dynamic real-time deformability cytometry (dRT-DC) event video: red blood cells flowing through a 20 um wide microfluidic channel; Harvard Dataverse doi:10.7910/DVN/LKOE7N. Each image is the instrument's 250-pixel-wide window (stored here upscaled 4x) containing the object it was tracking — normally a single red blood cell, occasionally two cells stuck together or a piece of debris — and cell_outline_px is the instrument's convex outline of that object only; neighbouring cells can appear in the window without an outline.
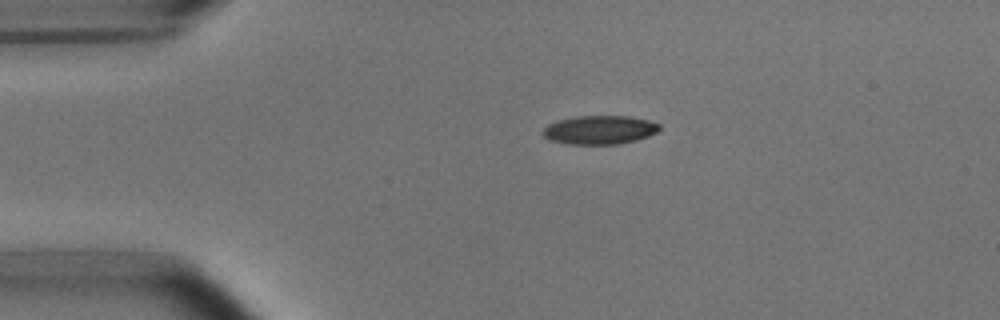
{"species": "common noctule bat (a hibernating species)", "species_latin": "Nyctalus noctula", "temperature_condition": "room temperature", "stored_images_in_passage": 37, "camera_frame_rate_fps": 3000, "um_per_image_px": 0.085, "animal": {"sex": "male", "body_mass_g": 15.6}, "frame": {"image": 1, "passage_image": 1, "time_ms": 0.0, "image_size_px": [1000, 320], "cell_outline_px": [[660, 128], [656, 132], [648, 136], [636, 140], [616, 144], [568, 144], [548, 140], [544, 136], [544, 128], [548, 124], [556, 120], [576, 116], [628, 116], [648, 120], [660, 124]], "centroid_in_image_um": [50.95, 11.03], "position_along_channel_um": 34.1, "area_um2": 19.48}}
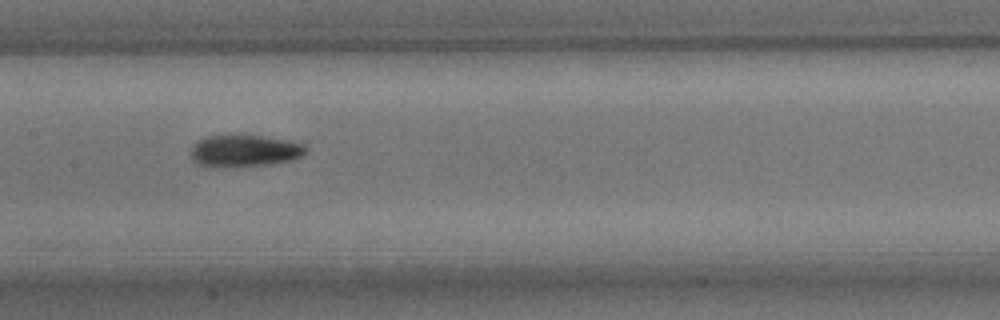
{"frame": {"image": 2, "passage_image": 16, "time_ms": 5.0, "image_size_px": [1000, 320], "cell_outline_px": [[308, 152], [292, 160], [264, 164], [216, 168], [212, 168], [200, 164], [192, 160], [192, 148], [204, 136], [228, 132], [236, 132], [288, 140], [304, 144]], "centroid_in_image_um": [20.75, 12.77], "position_along_channel_um": 186.7, "area_um2": 22.02}}
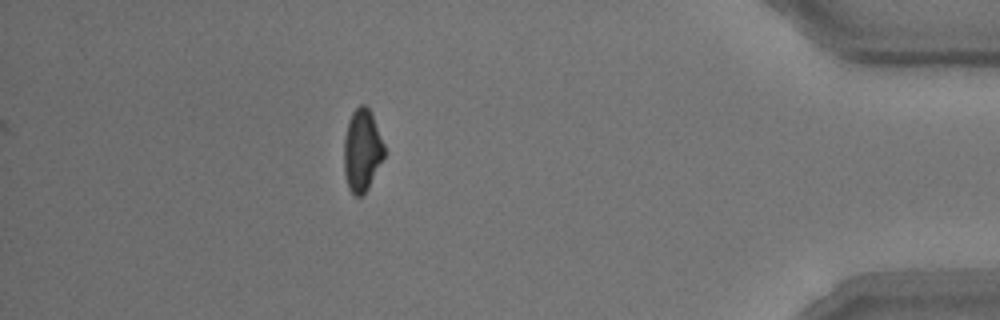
{"frame": {"image": 3, "passage_image": 37, "time_ms": 12.0, "image_size_px": [1000, 320], "cell_outline_px": [[384, 156], [368, 188], [360, 196], [356, 196], [348, 188], [344, 172], [344, 140], [348, 120], [352, 112], [360, 104], [364, 104], [368, 108], [372, 116], [384, 144]], "centroid_in_image_um": [30.75, 12.77], "position_along_channel_um": 404.4, "area_um2": 19.02}, "authors_computed_cell_mechanics": {"area_um2": 20.4612, "velocity_mm_per_s": 3.7799, "shape_relaxation_time_tau1_ms": 3.7744, "shape_relaxation_time_tau2_ms": 3.8113, "deformation_change_tau1": 0.1511, "deformation_change_tau2": 0.1156}}